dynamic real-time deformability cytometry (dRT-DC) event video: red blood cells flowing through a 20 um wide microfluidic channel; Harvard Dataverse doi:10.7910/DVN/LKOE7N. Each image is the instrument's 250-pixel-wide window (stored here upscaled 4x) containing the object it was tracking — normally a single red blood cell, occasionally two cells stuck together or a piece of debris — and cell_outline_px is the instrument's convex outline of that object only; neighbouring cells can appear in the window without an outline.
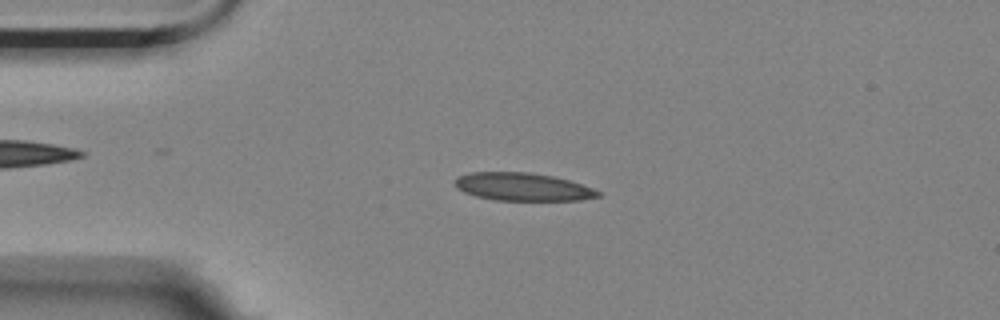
{"species": "Egyptian fruit bat (a non-hibernating species)", "species_latin": "Rousettus aegyptiacus", "temperature_condition": "room temperature", "stored_images_in_passage": 3, "camera_frame_rate_fps": 3000, "um_per_image_px": 0.085, "animal": {"sex": "female"}, "frame": {"image": 1, "passage_image": 2, "time_ms": 0.333, "image_size_px": [1000, 320], "cell_outline_px": [[600, 196], [580, 200], [496, 200], [476, 196], [464, 192], [456, 188], [456, 176], [468, 172], [528, 172], [552, 176], [568, 180], [592, 188], [600, 192]], "centroid_in_image_um": [44.39, 15.87], "position_along_channel_um": 40.6, "area_um2": 23.12}}